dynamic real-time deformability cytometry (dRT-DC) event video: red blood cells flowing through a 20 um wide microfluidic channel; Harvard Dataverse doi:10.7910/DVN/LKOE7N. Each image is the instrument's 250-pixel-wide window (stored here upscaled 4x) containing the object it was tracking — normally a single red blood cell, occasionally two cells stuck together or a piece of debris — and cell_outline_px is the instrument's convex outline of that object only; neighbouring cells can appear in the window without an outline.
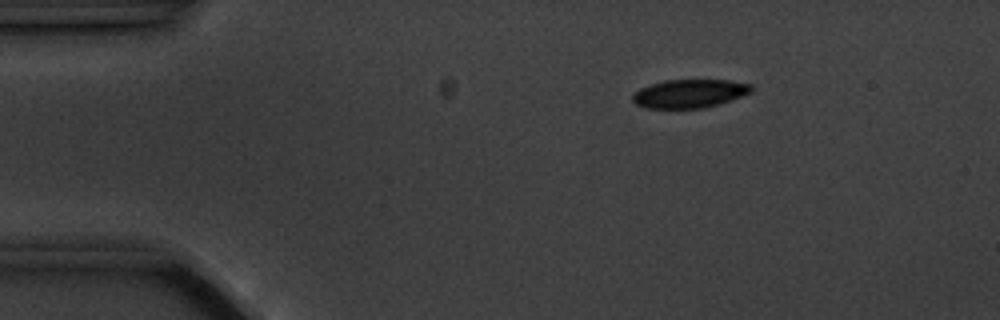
{"species": "common noctule bat (a hibernating species)", "species_latin": "Nyctalus noctula", "temperature_condition": "cold", "stored_images_in_passage": 5, "camera_frame_rate_fps": 3000, "um_per_image_px": 0.085, "animal": {"sex": "male", "body_mass_g": 20.1, "forearm_length_mm": 53.5}, "frame": {"image": 1, "passage_image": 3, "time_ms": 2.333, "image_size_px": [1000, 320], "cell_outline_px": [[752, 92], [720, 104], [704, 108], [644, 108], [636, 104], [632, 100], [632, 96], [640, 88], [664, 80], [728, 80], [752, 84]], "centroid_in_image_um": [58.62, 7.96], "position_along_channel_um": 26.4, "area_um2": 19.71}}